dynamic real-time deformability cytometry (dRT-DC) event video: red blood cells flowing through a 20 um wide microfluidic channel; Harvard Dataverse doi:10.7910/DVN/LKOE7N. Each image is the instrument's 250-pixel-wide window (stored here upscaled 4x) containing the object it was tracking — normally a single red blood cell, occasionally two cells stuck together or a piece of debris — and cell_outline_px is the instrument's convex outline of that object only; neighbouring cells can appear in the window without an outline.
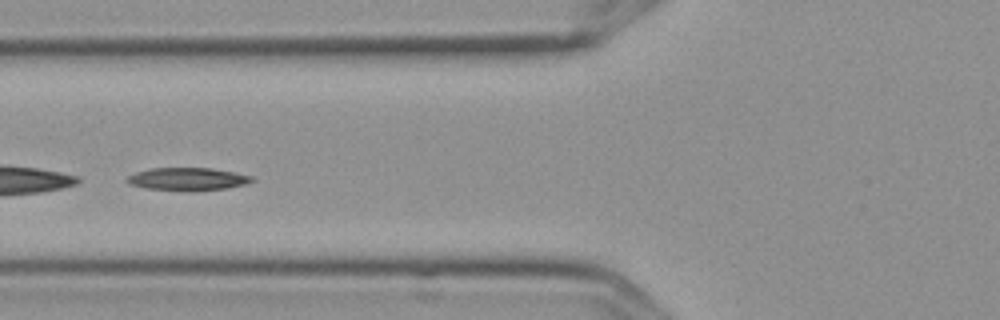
{"species": "Egyptian fruit bat (a non-hibernating species)", "species_latin": "Rousettus aegyptiacus", "temperature_condition": "cold", "stored_images_in_passage": 8, "segment_of_instrument_passage": [2, 2], "camera_frame_rate_fps": 3000, "um_per_image_px": 0.085, "frame": {"image": 1, "passage_image": 6, "time_ms": 1.667, "image_size_px": [1000, 320], "cell_outline_px": [[256, 180], [248, 184], [228, 188], [188, 192], [148, 188], [128, 184], [124, 180], [128, 176], [136, 172], [148, 168], [212, 168], [252, 176]], "centroid_in_image_um": [15.95, 15.23], "position_along_channel_um": 109.8, "area_um2": 16.88}}
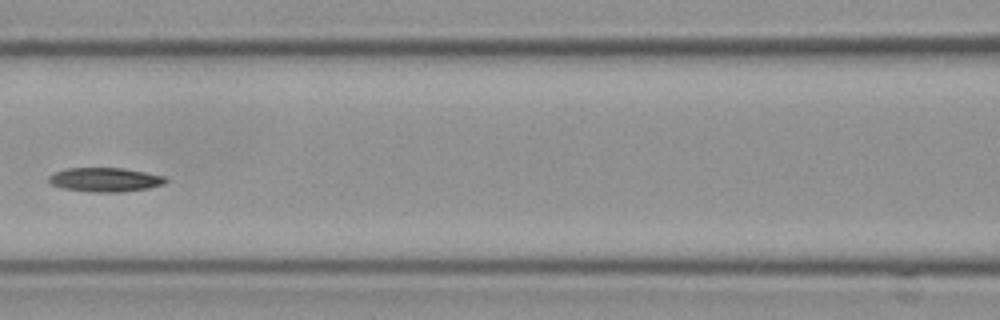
{"frame": {"image": 2, "passage_image": 7, "time_ms": 2.0, "image_size_px": [1000, 320], "cell_outline_px": [[168, 180], [164, 184], [148, 188], [120, 192], [96, 192], [64, 188], [52, 184], [48, 180], [48, 176], [56, 172], [68, 168], [124, 168], [168, 176]], "centroid_in_image_um": [9.0, 15.26], "position_along_channel_um": 157.6, "area_um2": 16.36}}
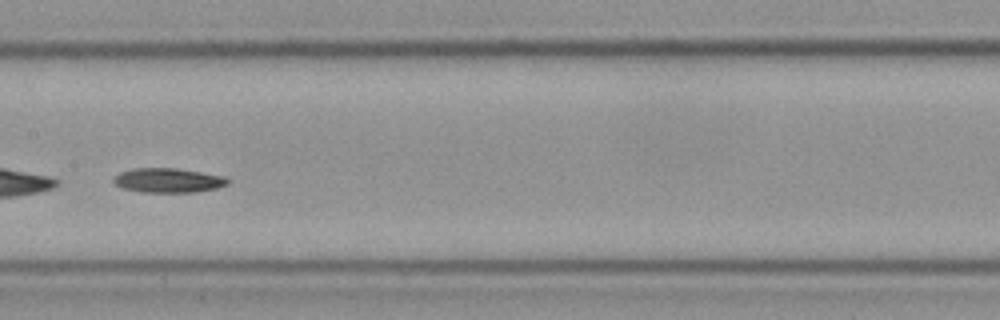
{"frame": {"image": 3, "passage_image": 8, "time_ms": 2.333, "image_size_px": [1000, 320], "cell_outline_px": [[228, 184], [216, 188], [196, 192], [140, 192], [124, 188], [116, 184], [112, 180], [120, 172], [132, 168], [176, 168], [224, 176], [228, 180]], "centroid_in_image_um": [14.28, 15.33], "position_along_channel_um": 193.1, "area_um2": 16.13}}